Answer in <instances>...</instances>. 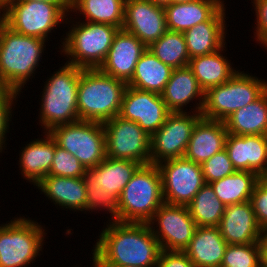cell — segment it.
<instances>
[{
  "label": "cell",
  "mask_w": 267,
  "mask_h": 267,
  "mask_svg": "<svg viewBox=\"0 0 267 267\" xmlns=\"http://www.w3.org/2000/svg\"><path fill=\"white\" fill-rule=\"evenodd\" d=\"M127 86L99 69H82L77 91L79 120L104 123L119 116Z\"/></svg>",
  "instance_id": "cell-2"
},
{
  "label": "cell",
  "mask_w": 267,
  "mask_h": 267,
  "mask_svg": "<svg viewBox=\"0 0 267 267\" xmlns=\"http://www.w3.org/2000/svg\"><path fill=\"white\" fill-rule=\"evenodd\" d=\"M156 267H195L184 251L161 250Z\"/></svg>",
  "instance_id": "cell-41"
},
{
  "label": "cell",
  "mask_w": 267,
  "mask_h": 267,
  "mask_svg": "<svg viewBox=\"0 0 267 267\" xmlns=\"http://www.w3.org/2000/svg\"><path fill=\"white\" fill-rule=\"evenodd\" d=\"M151 2H153L156 5H160L165 7L166 5L171 4V0H150Z\"/></svg>",
  "instance_id": "cell-46"
},
{
  "label": "cell",
  "mask_w": 267,
  "mask_h": 267,
  "mask_svg": "<svg viewBox=\"0 0 267 267\" xmlns=\"http://www.w3.org/2000/svg\"><path fill=\"white\" fill-rule=\"evenodd\" d=\"M6 5H8L10 2L14 1V0H2Z\"/></svg>",
  "instance_id": "cell-50"
},
{
  "label": "cell",
  "mask_w": 267,
  "mask_h": 267,
  "mask_svg": "<svg viewBox=\"0 0 267 267\" xmlns=\"http://www.w3.org/2000/svg\"><path fill=\"white\" fill-rule=\"evenodd\" d=\"M141 166L130 160L107 157L97 166L87 169L84 175L86 185H97L104 189L116 202L130 181L133 174Z\"/></svg>",
  "instance_id": "cell-21"
},
{
  "label": "cell",
  "mask_w": 267,
  "mask_h": 267,
  "mask_svg": "<svg viewBox=\"0 0 267 267\" xmlns=\"http://www.w3.org/2000/svg\"><path fill=\"white\" fill-rule=\"evenodd\" d=\"M43 232L24 218L0 226V267H22L34 260L41 250Z\"/></svg>",
  "instance_id": "cell-11"
},
{
  "label": "cell",
  "mask_w": 267,
  "mask_h": 267,
  "mask_svg": "<svg viewBox=\"0 0 267 267\" xmlns=\"http://www.w3.org/2000/svg\"><path fill=\"white\" fill-rule=\"evenodd\" d=\"M220 267H261L259 244H228Z\"/></svg>",
  "instance_id": "cell-35"
},
{
  "label": "cell",
  "mask_w": 267,
  "mask_h": 267,
  "mask_svg": "<svg viewBox=\"0 0 267 267\" xmlns=\"http://www.w3.org/2000/svg\"><path fill=\"white\" fill-rule=\"evenodd\" d=\"M58 146L65 149L87 170L106 158L105 132L101 122L78 120L49 131Z\"/></svg>",
  "instance_id": "cell-8"
},
{
  "label": "cell",
  "mask_w": 267,
  "mask_h": 267,
  "mask_svg": "<svg viewBox=\"0 0 267 267\" xmlns=\"http://www.w3.org/2000/svg\"><path fill=\"white\" fill-rule=\"evenodd\" d=\"M146 49L147 46L134 34L119 29L99 70L128 83L134 74L139 58Z\"/></svg>",
  "instance_id": "cell-17"
},
{
  "label": "cell",
  "mask_w": 267,
  "mask_h": 267,
  "mask_svg": "<svg viewBox=\"0 0 267 267\" xmlns=\"http://www.w3.org/2000/svg\"><path fill=\"white\" fill-rule=\"evenodd\" d=\"M219 51L190 58L188 66L204 92L211 87L224 84L237 73Z\"/></svg>",
  "instance_id": "cell-30"
},
{
  "label": "cell",
  "mask_w": 267,
  "mask_h": 267,
  "mask_svg": "<svg viewBox=\"0 0 267 267\" xmlns=\"http://www.w3.org/2000/svg\"><path fill=\"white\" fill-rule=\"evenodd\" d=\"M220 0H193L171 3L164 7L167 29L185 32L198 23L207 21L222 5Z\"/></svg>",
  "instance_id": "cell-24"
},
{
  "label": "cell",
  "mask_w": 267,
  "mask_h": 267,
  "mask_svg": "<svg viewBox=\"0 0 267 267\" xmlns=\"http://www.w3.org/2000/svg\"><path fill=\"white\" fill-rule=\"evenodd\" d=\"M259 182L267 189V173L259 176Z\"/></svg>",
  "instance_id": "cell-47"
},
{
  "label": "cell",
  "mask_w": 267,
  "mask_h": 267,
  "mask_svg": "<svg viewBox=\"0 0 267 267\" xmlns=\"http://www.w3.org/2000/svg\"><path fill=\"white\" fill-rule=\"evenodd\" d=\"M201 167L204 180L207 184L232 175L236 171L225 149L214 154L210 159L206 160Z\"/></svg>",
  "instance_id": "cell-37"
},
{
  "label": "cell",
  "mask_w": 267,
  "mask_h": 267,
  "mask_svg": "<svg viewBox=\"0 0 267 267\" xmlns=\"http://www.w3.org/2000/svg\"><path fill=\"white\" fill-rule=\"evenodd\" d=\"M164 64L173 69L189 65L190 57L182 32L167 30L157 41L147 47Z\"/></svg>",
  "instance_id": "cell-34"
},
{
  "label": "cell",
  "mask_w": 267,
  "mask_h": 267,
  "mask_svg": "<svg viewBox=\"0 0 267 267\" xmlns=\"http://www.w3.org/2000/svg\"><path fill=\"white\" fill-rule=\"evenodd\" d=\"M200 96L201 100L196 112L201 113L204 91L189 66L173 69L171 77L161 94L167 108L171 112H183L182 107L191 99Z\"/></svg>",
  "instance_id": "cell-25"
},
{
  "label": "cell",
  "mask_w": 267,
  "mask_h": 267,
  "mask_svg": "<svg viewBox=\"0 0 267 267\" xmlns=\"http://www.w3.org/2000/svg\"><path fill=\"white\" fill-rule=\"evenodd\" d=\"M201 113L171 112L163 126L151 135V164L184 157L194 125Z\"/></svg>",
  "instance_id": "cell-13"
},
{
  "label": "cell",
  "mask_w": 267,
  "mask_h": 267,
  "mask_svg": "<svg viewBox=\"0 0 267 267\" xmlns=\"http://www.w3.org/2000/svg\"><path fill=\"white\" fill-rule=\"evenodd\" d=\"M36 186L59 206L86 210V181L84 177L45 176Z\"/></svg>",
  "instance_id": "cell-26"
},
{
  "label": "cell",
  "mask_w": 267,
  "mask_h": 267,
  "mask_svg": "<svg viewBox=\"0 0 267 267\" xmlns=\"http://www.w3.org/2000/svg\"><path fill=\"white\" fill-rule=\"evenodd\" d=\"M164 202L187 206L206 183L201 165L185 157L159 163Z\"/></svg>",
  "instance_id": "cell-12"
},
{
  "label": "cell",
  "mask_w": 267,
  "mask_h": 267,
  "mask_svg": "<svg viewBox=\"0 0 267 267\" xmlns=\"http://www.w3.org/2000/svg\"><path fill=\"white\" fill-rule=\"evenodd\" d=\"M193 0H171V3H184V2H190Z\"/></svg>",
  "instance_id": "cell-48"
},
{
  "label": "cell",
  "mask_w": 267,
  "mask_h": 267,
  "mask_svg": "<svg viewBox=\"0 0 267 267\" xmlns=\"http://www.w3.org/2000/svg\"><path fill=\"white\" fill-rule=\"evenodd\" d=\"M228 134L267 135V90L224 120Z\"/></svg>",
  "instance_id": "cell-28"
},
{
  "label": "cell",
  "mask_w": 267,
  "mask_h": 267,
  "mask_svg": "<svg viewBox=\"0 0 267 267\" xmlns=\"http://www.w3.org/2000/svg\"><path fill=\"white\" fill-rule=\"evenodd\" d=\"M153 220L158 221L160 231L152 230V232L161 250L166 251H184L198 227L187 206L165 202L158 208L148 224L154 223Z\"/></svg>",
  "instance_id": "cell-14"
},
{
  "label": "cell",
  "mask_w": 267,
  "mask_h": 267,
  "mask_svg": "<svg viewBox=\"0 0 267 267\" xmlns=\"http://www.w3.org/2000/svg\"><path fill=\"white\" fill-rule=\"evenodd\" d=\"M45 40L19 34L0 24V86L19 92L34 73ZM29 77V78H28Z\"/></svg>",
  "instance_id": "cell-4"
},
{
  "label": "cell",
  "mask_w": 267,
  "mask_h": 267,
  "mask_svg": "<svg viewBox=\"0 0 267 267\" xmlns=\"http://www.w3.org/2000/svg\"><path fill=\"white\" fill-rule=\"evenodd\" d=\"M170 113L160 94L127 86L119 116L138 123L151 136L163 126Z\"/></svg>",
  "instance_id": "cell-15"
},
{
  "label": "cell",
  "mask_w": 267,
  "mask_h": 267,
  "mask_svg": "<svg viewBox=\"0 0 267 267\" xmlns=\"http://www.w3.org/2000/svg\"><path fill=\"white\" fill-rule=\"evenodd\" d=\"M46 136L28 144L20 157L24 177L36 185L49 174L54 159L55 139L49 132Z\"/></svg>",
  "instance_id": "cell-29"
},
{
  "label": "cell",
  "mask_w": 267,
  "mask_h": 267,
  "mask_svg": "<svg viewBox=\"0 0 267 267\" xmlns=\"http://www.w3.org/2000/svg\"><path fill=\"white\" fill-rule=\"evenodd\" d=\"M225 150L236 170L267 173V135L227 134Z\"/></svg>",
  "instance_id": "cell-18"
},
{
  "label": "cell",
  "mask_w": 267,
  "mask_h": 267,
  "mask_svg": "<svg viewBox=\"0 0 267 267\" xmlns=\"http://www.w3.org/2000/svg\"><path fill=\"white\" fill-rule=\"evenodd\" d=\"M122 29L150 46L168 30L164 7L150 0H125Z\"/></svg>",
  "instance_id": "cell-16"
},
{
  "label": "cell",
  "mask_w": 267,
  "mask_h": 267,
  "mask_svg": "<svg viewBox=\"0 0 267 267\" xmlns=\"http://www.w3.org/2000/svg\"><path fill=\"white\" fill-rule=\"evenodd\" d=\"M218 228L227 244L258 243L262 232L250 200L225 206Z\"/></svg>",
  "instance_id": "cell-19"
},
{
  "label": "cell",
  "mask_w": 267,
  "mask_h": 267,
  "mask_svg": "<svg viewBox=\"0 0 267 267\" xmlns=\"http://www.w3.org/2000/svg\"><path fill=\"white\" fill-rule=\"evenodd\" d=\"M86 198V210L104 207L116 221L117 202L104 189L97 185H86Z\"/></svg>",
  "instance_id": "cell-38"
},
{
  "label": "cell",
  "mask_w": 267,
  "mask_h": 267,
  "mask_svg": "<svg viewBox=\"0 0 267 267\" xmlns=\"http://www.w3.org/2000/svg\"><path fill=\"white\" fill-rule=\"evenodd\" d=\"M97 267H135V266H97Z\"/></svg>",
  "instance_id": "cell-49"
},
{
  "label": "cell",
  "mask_w": 267,
  "mask_h": 267,
  "mask_svg": "<svg viewBox=\"0 0 267 267\" xmlns=\"http://www.w3.org/2000/svg\"><path fill=\"white\" fill-rule=\"evenodd\" d=\"M224 11L222 5L207 21L183 32L190 58L208 55L218 50L223 51Z\"/></svg>",
  "instance_id": "cell-22"
},
{
  "label": "cell",
  "mask_w": 267,
  "mask_h": 267,
  "mask_svg": "<svg viewBox=\"0 0 267 267\" xmlns=\"http://www.w3.org/2000/svg\"><path fill=\"white\" fill-rule=\"evenodd\" d=\"M103 126L107 157L151 164V136L138 123L115 116Z\"/></svg>",
  "instance_id": "cell-10"
},
{
  "label": "cell",
  "mask_w": 267,
  "mask_h": 267,
  "mask_svg": "<svg viewBox=\"0 0 267 267\" xmlns=\"http://www.w3.org/2000/svg\"><path fill=\"white\" fill-rule=\"evenodd\" d=\"M48 79L42 99L41 120L46 131L79 120L77 91L81 68L65 64Z\"/></svg>",
  "instance_id": "cell-5"
},
{
  "label": "cell",
  "mask_w": 267,
  "mask_h": 267,
  "mask_svg": "<svg viewBox=\"0 0 267 267\" xmlns=\"http://www.w3.org/2000/svg\"><path fill=\"white\" fill-rule=\"evenodd\" d=\"M148 223L113 220L104 229L93 253L96 266L154 267L161 251Z\"/></svg>",
  "instance_id": "cell-1"
},
{
  "label": "cell",
  "mask_w": 267,
  "mask_h": 267,
  "mask_svg": "<svg viewBox=\"0 0 267 267\" xmlns=\"http://www.w3.org/2000/svg\"><path fill=\"white\" fill-rule=\"evenodd\" d=\"M228 131L224 121L201 117L194 125L184 157L199 165L225 149Z\"/></svg>",
  "instance_id": "cell-20"
},
{
  "label": "cell",
  "mask_w": 267,
  "mask_h": 267,
  "mask_svg": "<svg viewBox=\"0 0 267 267\" xmlns=\"http://www.w3.org/2000/svg\"><path fill=\"white\" fill-rule=\"evenodd\" d=\"M17 92L0 86V150L4 144V135L6 134L11 115L12 101L17 96ZM1 152V151H0Z\"/></svg>",
  "instance_id": "cell-40"
},
{
  "label": "cell",
  "mask_w": 267,
  "mask_h": 267,
  "mask_svg": "<svg viewBox=\"0 0 267 267\" xmlns=\"http://www.w3.org/2000/svg\"><path fill=\"white\" fill-rule=\"evenodd\" d=\"M173 68L160 61L148 48L139 58L128 86L162 94L169 81Z\"/></svg>",
  "instance_id": "cell-27"
},
{
  "label": "cell",
  "mask_w": 267,
  "mask_h": 267,
  "mask_svg": "<svg viewBox=\"0 0 267 267\" xmlns=\"http://www.w3.org/2000/svg\"><path fill=\"white\" fill-rule=\"evenodd\" d=\"M227 245L218 227H197L184 252L195 267H220Z\"/></svg>",
  "instance_id": "cell-23"
},
{
  "label": "cell",
  "mask_w": 267,
  "mask_h": 267,
  "mask_svg": "<svg viewBox=\"0 0 267 267\" xmlns=\"http://www.w3.org/2000/svg\"><path fill=\"white\" fill-rule=\"evenodd\" d=\"M257 15L256 35L259 41H263L267 37V0H254Z\"/></svg>",
  "instance_id": "cell-42"
},
{
  "label": "cell",
  "mask_w": 267,
  "mask_h": 267,
  "mask_svg": "<svg viewBox=\"0 0 267 267\" xmlns=\"http://www.w3.org/2000/svg\"><path fill=\"white\" fill-rule=\"evenodd\" d=\"M75 8L88 18L87 22L123 27L125 0H71V10Z\"/></svg>",
  "instance_id": "cell-32"
},
{
  "label": "cell",
  "mask_w": 267,
  "mask_h": 267,
  "mask_svg": "<svg viewBox=\"0 0 267 267\" xmlns=\"http://www.w3.org/2000/svg\"><path fill=\"white\" fill-rule=\"evenodd\" d=\"M68 9L71 3L12 1L7 5L4 24L19 34L45 40L47 33L64 19Z\"/></svg>",
  "instance_id": "cell-9"
},
{
  "label": "cell",
  "mask_w": 267,
  "mask_h": 267,
  "mask_svg": "<svg viewBox=\"0 0 267 267\" xmlns=\"http://www.w3.org/2000/svg\"><path fill=\"white\" fill-rule=\"evenodd\" d=\"M163 203L161 175L157 165H141L119 196L116 221L149 223Z\"/></svg>",
  "instance_id": "cell-3"
},
{
  "label": "cell",
  "mask_w": 267,
  "mask_h": 267,
  "mask_svg": "<svg viewBox=\"0 0 267 267\" xmlns=\"http://www.w3.org/2000/svg\"><path fill=\"white\" fill-rule=\"evenodd\" d=\"M87 170L71 153L57 145L55 141V154L51 170L48 175L60 177H84Z\"/></svg>",
  "instance_id": "cell-36"
},
{
  "label": "cell",
  "mask_w": 267,
  "mask_h": 267,
  "mask_svg": "<svg viewBox=\"0 0 267 267\" xmlns=\"http://www.w3.org/2000/svg\"><path fill=\"white\" fill-rule=\"evenodd\" d=\"M14 1H39L48 3H71V0H14Z\"/></svg>",
  "instance_id": "cell-45"
},
{
  "label": "cell",
  "mask_w": 267,
  "mask_h": 267,
  "mask_svg": "<svg viewBox=\"0 0 267 267\" xmlns=\"http://www.w3.org/2000/svg\"><path fill=\"white\" fill-rule=\"evenodd\" d=\"M258 244L260 248L261 265L267 266V229L262 230Z\"/></svg>",
  "instance_id": "cell-43"
},
{
  "label": "cell",
  "mask_w": 267,
  "mask_h": 267,
  "mask_svg": "<svg viewBox=\"0 0 267 267\" xmlns=\"http://www.w3.org/2000/svg\"><path fill=\"white\" fill-rule=\"evenodd\" d=\"M187 207L198 227H218L225 211V205L207 183L195 194Z\"/></svg>",
  "instance_id": "cell-33"
},
{
  "label": "cell",
  "mask_w": 267,
  "mask_h": 267,
  "mask_svg": "<svg viewBox=\"0 0 267 267\" xmlns=\"http://www.w3.org/2000/svg\"><path fill=\"white\" fill-rule=\"evenodd\" d=\"M267 90V83L237 71L224 84L204 92L203 118L224 121L233 112L254 102Z\"/></svg>",
  "instance_id": "cell-6"
},
{
  "label": "cell",
  "mask_w": 267,
  "mask_h": 267,
  "mask_svg": "<svg viewBox=\"0 0 267 267\" xmlns=\"http://www.w3.org/2000/svg\"><path fill=\"white\" fill-rule=\"evenodd\" d=\"M75 26L63 42L65 54L72 57L68 64L81 69H99L119 28L94 22Z\"/></svg>",
  "instance_id": "cell-7"
},
{
  "label": "cell",
  "mask_w": 267,
  "mask_h": 267,
  "mask_svg": "<svg viewBox=\"0 0 267 267\" xmlns=\"http://www.w3.org/2000/svg\"><path fill=\"white\" fill-rule=\"evenodd\" d=\"M0 9L1 10L2 9L4 10L2 16H0V24H4L5 23V20H6V10L5 9H7V5L2 0H0Z\"/></svg>",
  "instance_id": "cell-44"
},
{
  "label": "cell",
  "mask_w": 267,
  "mask_h": 267,
  "mask_svg": "<svg viewBox=\"0 0 267 267\" xmlns=\"http://www.w3.org/2000/svg\"><path fill=\"white\" fill-rule=\"evenodd\" d=\"M263 45L265 44V47L267 46V37L261 42Z\"/></svg>",
  "instance_id": "cell-51"
},
{
  "label": "cell",
  "mask_w": 267,
  "mask_h": 267,
  "mask_svg": "<svg viewBox=\"0 0 267 267\" xmlns=\"http://www.w3.org/2000/svg\"><path fill=\"white\" fill-rule=\"evenodd\" d=\"M250 202L259 227L267 229V189L260 182L255 185Z\"/></svg>",
  "instance_id": "cell-39"
},
{
  "label": "cell",
  "mask_w": 267,
  "mask_h": 267,
  "mask_svg": "<svg viewBox=\"0 0 267 267\" xmlns=\"http://www.w3.org/2000/svg\"><path fill=\"white\" fill-rule=\"evenodd\" d=\"M258 182L256 173L236 170L232 175L209 184L219 200L228 206L249 201Z\"/></svg>",
  "instance_id": "cell-31"
}]
</instances>
